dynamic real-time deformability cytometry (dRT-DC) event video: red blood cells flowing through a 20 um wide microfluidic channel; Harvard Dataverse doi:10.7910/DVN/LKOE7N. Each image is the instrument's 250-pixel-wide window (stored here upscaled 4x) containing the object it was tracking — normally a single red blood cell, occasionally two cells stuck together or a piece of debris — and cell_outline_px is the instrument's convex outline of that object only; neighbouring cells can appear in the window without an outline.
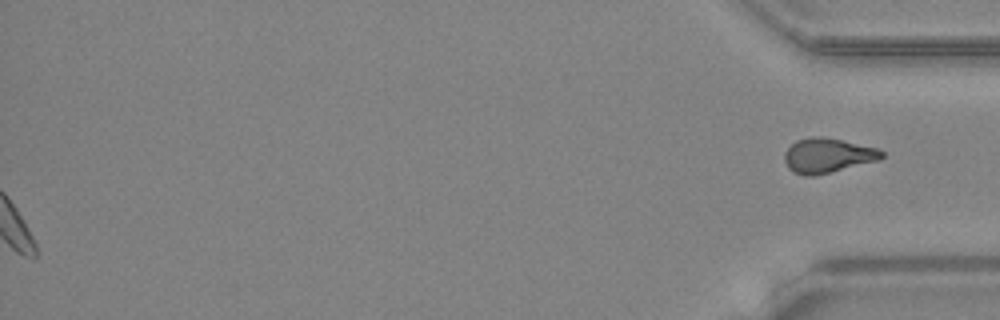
{"species": "common noctule bat (a hibernating species)", "species_latin": "Nyctalus noctula", "temperature_condition": "warm", "stored_images_in_passage": 49, "segment_of_instrument_passage": [2, 2], "camera_frame_rate_fps": 3000, "um_per_image_px": 0.085, "animal": {"sex": "female", "body_mass_g": 24.6, "forearm_length_mm": 56.2}, "frame": {"image": 1, "passage_image": 49, "time_ms": 16.0, "image_size_px": [1000, 320], "cell_outline_px": [[884, 156], [880, 160], [812, 176], [804, 176], [792, 172], [788, 168], [784, 160], [784, 152], [796, 140], [812, 136], [820, 136], [840, 140], [876, 148], [884, 152]], "centroid_in_image_um": [70.31, 13.22], "position_along_channel_um": 364.9, "area_um2": 19.48}}